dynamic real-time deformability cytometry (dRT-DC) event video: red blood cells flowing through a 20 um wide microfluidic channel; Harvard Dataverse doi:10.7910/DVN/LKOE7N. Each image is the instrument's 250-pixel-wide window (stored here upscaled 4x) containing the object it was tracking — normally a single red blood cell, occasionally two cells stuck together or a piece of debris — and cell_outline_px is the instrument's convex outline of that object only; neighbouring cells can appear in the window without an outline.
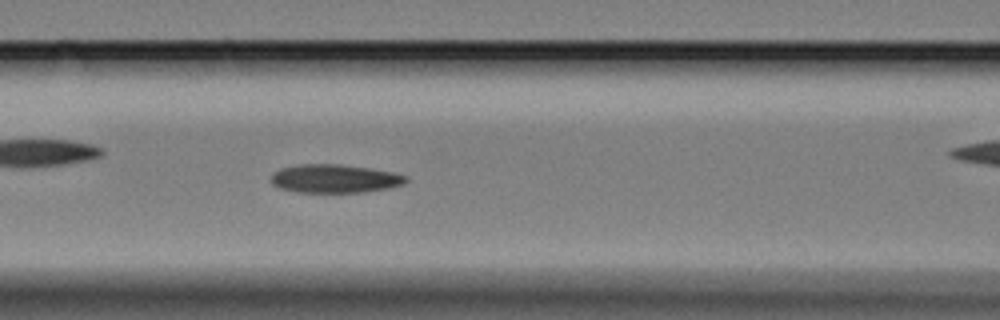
{"species": "Egyptian fruit bat (a non-hibernating species)", "species_latin": "Rousettus aegyptiacus", "temperature_condition": "cold", "stored_images_in_passage": 61, "camera_frame_rate_fps": 3000, "um_per_image_px": 0.085, "animal": {"sex": "female"}, "frame": {"image": 1, "passage_image": 25, "time_ms": 8.0, "image_size_px": [1000, 320], "cell_outline_px": [[408, 180], [404, 184], [388, 188], [364, 192], [296, 192], [280, 188], [272, 184], [272, 172], [280, 168], [296, 164], [340, 164], [368, 168], [392, 172], [408, 176]], "centroid_in_image_um": [28.43, 15.18], "position_along_channel_um": 138.2, "area_um2": 22.43}}
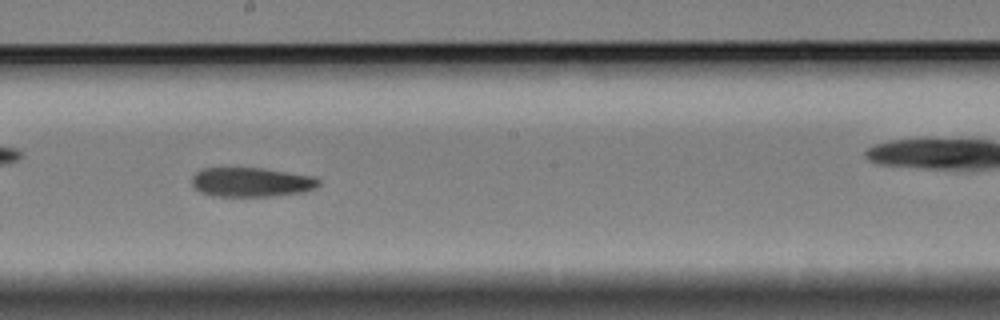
{"frame": {"image": 2, "passage_image": 33, "time_ms": 10.667, "image_size_px": [1000, 320], "cell_outline_px": [[320, 184], [316, 188], [304, 192], [272, 196], [212, 196], [200, 192], [192, 184], [192, 176], [200, 168], [260, 168], [316, 176], [320, 180]], "centroid_in_image_um": [21.38, 15.48], "position_along_channel_um": 226.8, "area_um2": 21.85}}
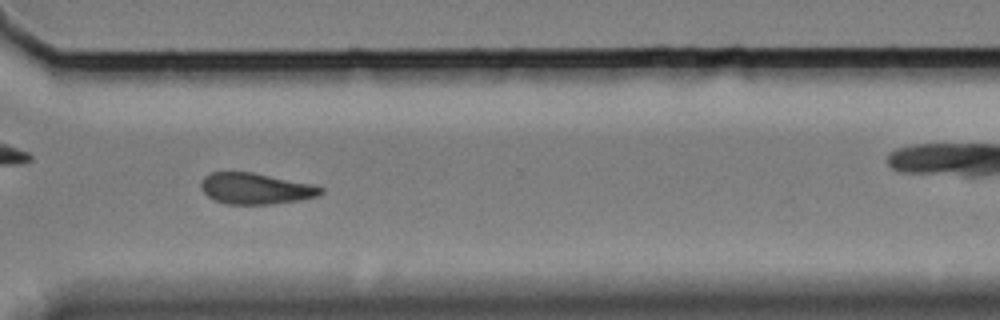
{"frame": {"image": 3, "passage_image": 44, "time_ms": 14.333, "image_size_px": [1000, 320], "cell_outline_px": [[324, 192], [316, 196], [300, 200], [272, 204], [224, 204], [212, 200], [200, 188], [200, 180], [208, 172], [252, 172], [312, 184], [324, 188]], "centroid_in_image_um": [21.68, 16.03], "position_along_channel_um": 348.9, "area_um2": 21.91}}